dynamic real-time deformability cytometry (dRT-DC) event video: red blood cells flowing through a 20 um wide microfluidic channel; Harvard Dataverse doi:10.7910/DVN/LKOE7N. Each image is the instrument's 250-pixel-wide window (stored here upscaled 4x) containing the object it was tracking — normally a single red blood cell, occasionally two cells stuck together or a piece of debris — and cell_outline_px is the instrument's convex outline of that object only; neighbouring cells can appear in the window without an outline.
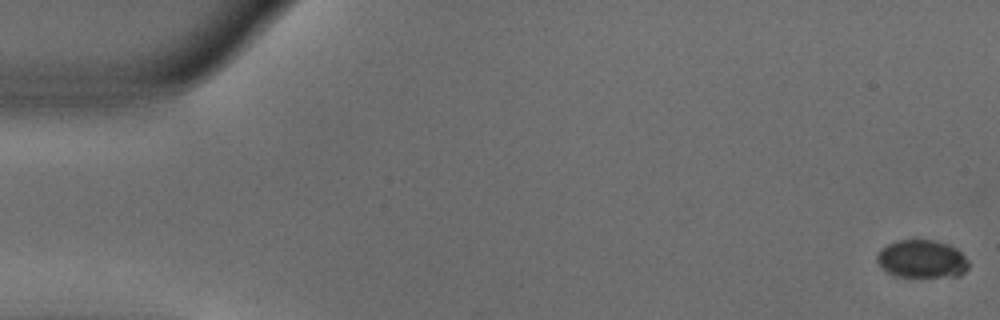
{"species": "common noctule bat (a hibernating species)", "species_latin": "Nyctalus noctula", "temperature_condition": "warm", "stored_images_in_passage": 54, "camera_frame_rate_fps": 3000, "um_per_image_px": 0.085, "animal": {"sex": "male", "body_mass_g": 18.8}, "frame": {"image": 1, "passage_image": 1, "time_ms": 0.0, "image_size_px": [1000, 320], "cell_outline_px": [[968, 268], [960, 276], [896, 276], [884, 272], [876, 260], [876, 256], [880, 248], [896, 240], [932, 240], [948, 244], [956, 248], [968, 260]], "centroid_in_image_um": [78.32, 22.01], "position_along_channel_um": 6.7, "area_um2": 20.35}}
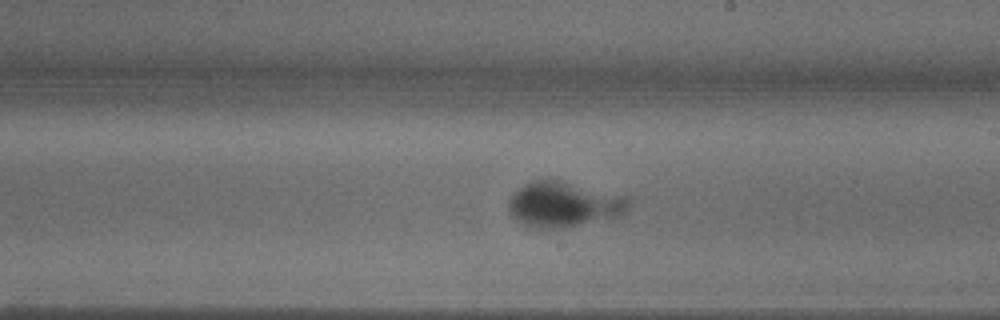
{"frame": {"image": 2, "passage_image": 31, "time_ms": 10.0, "image_size_px": [1000, 320], "cell_outline_px": [[632, 200], [628, 208], [616, 220], [560, 228], [528, 228], [516, 220], [508, 212], [508, 200], [512, 192], [524, 184], [532, 180], [560, 180], [628, 196]], "centroid_in_image_um": [47.95, 17.4], "position_along_channel_um": 241.1, "area_um2": 32.71}}
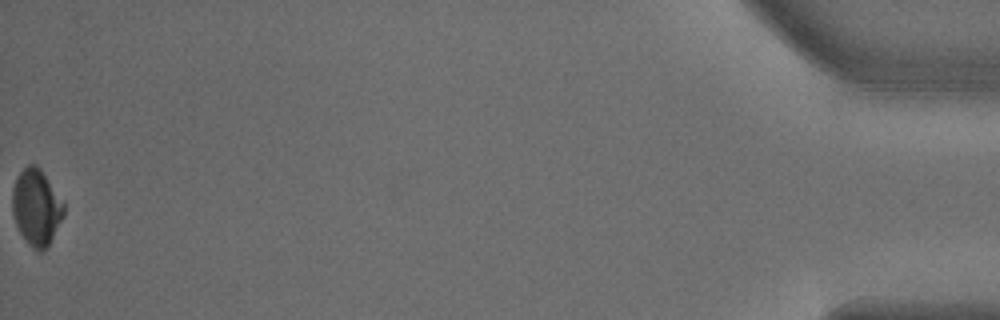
{"frame": {"image": 3, "passage_image": 54, "time_ms": 17.667, "image_size_px": [1000, 320], "cell_outline_px": [[64, 216], [48, 244], [40, 252], [36, 252], [20, 232], [16, 224], [12, 212], [12, 192], [16, 176], [28, 164], [36, 164], [40, 168], [64, 204]], "centroid_in_image_um": [3.07, 17.6], "position_along_channel_um": 432.1, "area_um2": 22.48}}